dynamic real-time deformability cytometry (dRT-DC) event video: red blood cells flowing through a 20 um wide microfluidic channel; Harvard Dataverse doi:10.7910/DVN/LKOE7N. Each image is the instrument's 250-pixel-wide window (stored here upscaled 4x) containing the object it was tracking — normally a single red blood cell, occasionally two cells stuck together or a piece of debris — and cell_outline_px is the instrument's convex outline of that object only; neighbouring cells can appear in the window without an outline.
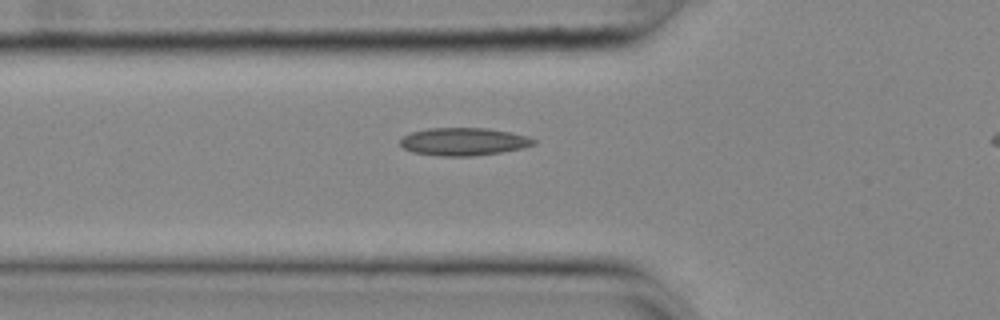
{"species": "common noctule bat (a hibernating species)", "species_latin": "Nyctalus noctula", "temperature_condition": "cold", "stored_images_in_passage": 41, "camera_frame_rate_fps": 3000, "um_per_image_px": 0.085, "animal": {"sex": "female", "body_mass_g": 25.1}, "frame": {"image": 1, "passage_image": 11, "time_ms": 3.333, "image_size_px": [1000, 320], "cell_outline_px": [[536, 144], [524, 148], [500, 152], [472, 156], [440, 156], [412, 152], [404, 148], [400, 144], [400, 140], [404, 136], [412, 132], [428, 128], [484, 128], [512, 132], [528, 136], [536, 140]], "centroid_in_image_um": [39.44, 12.04], "position_along_channel_um": 86.4, "area_um2": 21.62}}
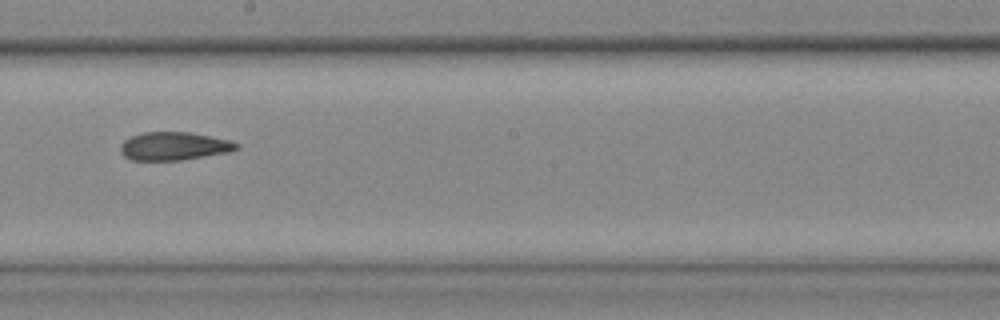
{"frame": {"image": 2, "passage_image": 23, "time_ms": 7.333, "image_size_px": [1000, 320], "cell_outline_px": [[240, 148], [228, 152], [180, 160], [132, 160], [124, 156], [120, 152], [120, 144], [124, 140], [132, 136], [144, 132], [188, 132], [228, 140], [240, 144]], "centroid_in_image_um": [14.76, 12.42], "position_along_channel_um": 233.4, "area_um2": 18.9}}
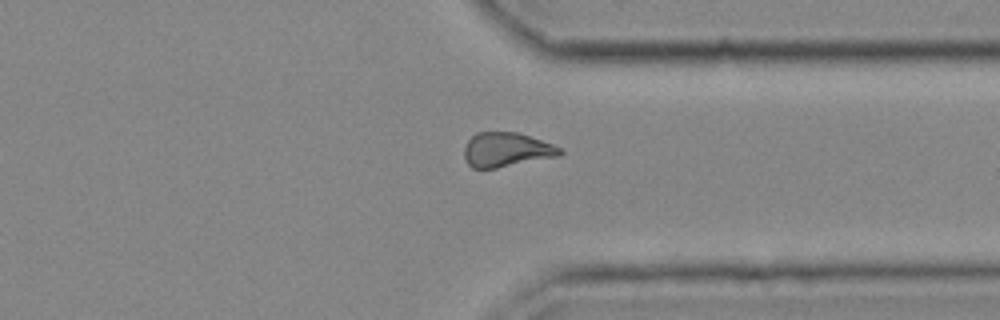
{"frame": {"image": 3, "passage_image": 34, "time_ms": 11.0, "image_size_px": [1000, 320], "cell_outline_px": [[564, 152], [560, 156], [496, 168], [472, 168], [468, 164], [464, 156], [464, 148], [468, 140], [476, 132], [516, 132], [552, 144], [560, 148]], "centroid_in_image_um": [43.03, 12.73], "position_along_channel_um": 368.4, "area_um2": 19.07}, "authors_computed_cell_mechanics": {"area_um2": 19.4208, "velocity_mm_per_s": 3.6708, "shape_relaxation_time_tau1_ms": null, "shape_relaxation_time_tau2_ms": 6.0989, "deformation_change_tau1": null, "deformation_change_tau2": 0.1412}}